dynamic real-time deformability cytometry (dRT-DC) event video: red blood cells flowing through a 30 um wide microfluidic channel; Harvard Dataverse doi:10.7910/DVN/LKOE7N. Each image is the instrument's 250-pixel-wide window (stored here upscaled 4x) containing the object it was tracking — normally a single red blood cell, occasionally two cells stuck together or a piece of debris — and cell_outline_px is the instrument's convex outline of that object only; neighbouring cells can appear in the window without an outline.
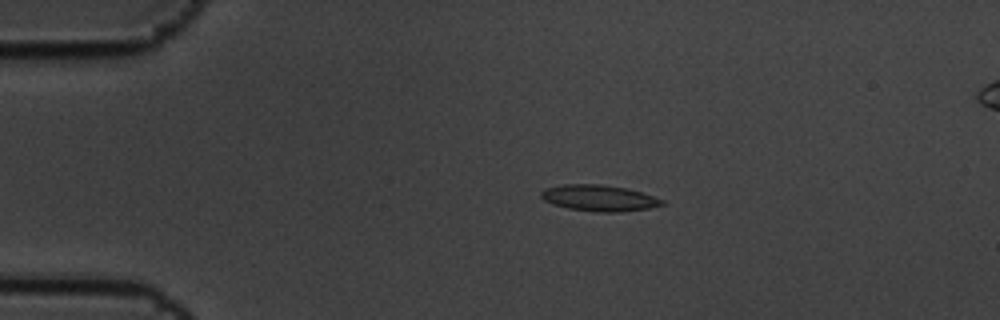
{"species": "common noctule bat (a hibernating species)", "species_latin": "Nyctalus noctula", "temperature_condition": "cold", "stored_images_in_passage": 14, "camera_frame_rate_fps": 3000, "um_per_image_px": 0.085, "animal": {"sex": "male", "body_mass_g": 19.5, "forearm_length_mm": 54.6}, "frame": {"image": 1, "passage_image": 2, "time_ms": 0.333, "image_size_px": [1000, 320], "cell_outline_px": [[664, 204], [648, 208], [620, 212], [600, 212], [568, 208], [552, 204], [544, 200], [540, 196], [540, 192], [544, 188], [564, 184], [600, 184], [628, 188], [664, 200]], "centroid_in_image_um": [50.88, 16.82], "position_along_channel_um": 34.1, "area_um2": 18.38}}
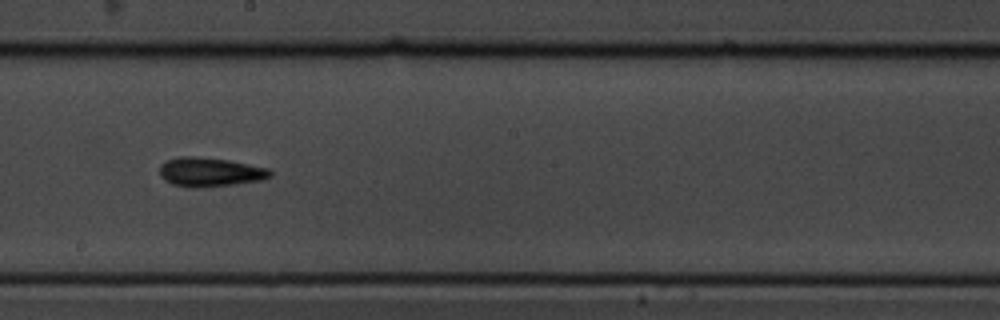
{"frame": {"image": 2, "passage_image": 8, "time_ms": 2.333, "image_size_px": [1000, 320], "cell_outline_px": [[272, 176], [264, 180], [232, 184], [192, 188], [172, 184], [164, 180], [160, 176], [160, 164], [164, 160], [180, 156], [192, 156], [228, 160], [268, 168], [272, 172]], "centroid_in_image_um": [17.82, 14.62], "position_along_channel_um": 230.4, "area_um2": 18.79}}
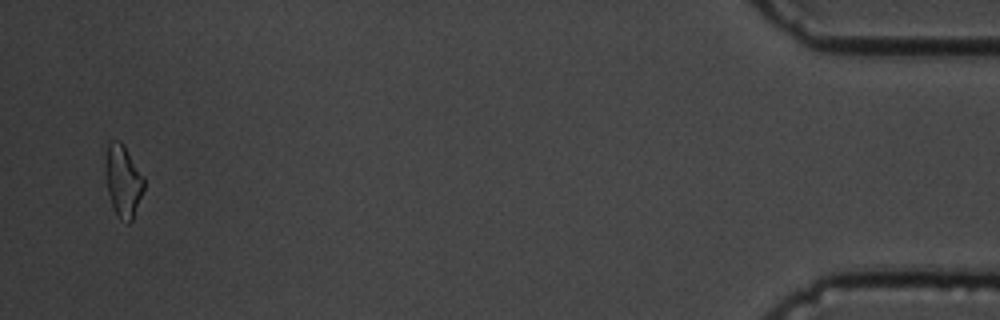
{"frame": {"image": 3, "passage_image": 14, "time_ms": 4.333, "image_size_px": [1000, 320], "cell_outline_px": [[144, 188], [132, 220], [128, 224], [120, 220], [112, 208], [108, 192], [108, 144], [112, 140], [120, 140], [124, 144], [144, 176]], "centroid_in_image_um": [10.52, 15.42], "position_along_channel_um": 424.7, "area_um2": 15.66}}